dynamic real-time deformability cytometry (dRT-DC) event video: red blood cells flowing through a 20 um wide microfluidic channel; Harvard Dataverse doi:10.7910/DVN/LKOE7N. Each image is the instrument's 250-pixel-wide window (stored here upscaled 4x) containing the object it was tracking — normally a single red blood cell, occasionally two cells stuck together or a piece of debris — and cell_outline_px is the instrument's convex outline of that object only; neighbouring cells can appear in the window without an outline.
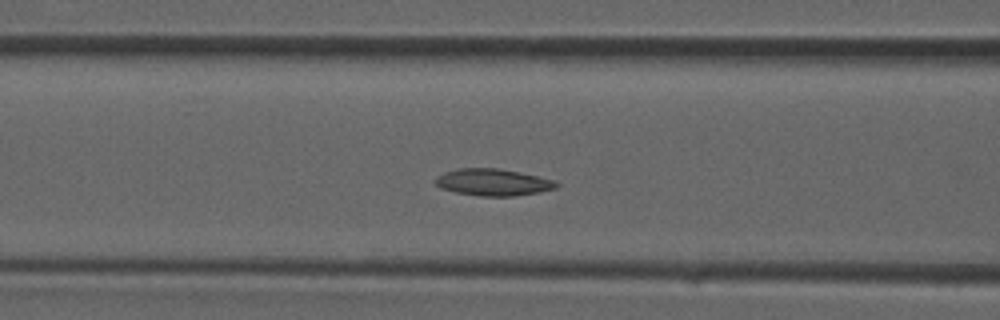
{"species": "common noctule bat (a hibernating species)", "species_latin": "Nyctalus noctula", "temperature_condition": "room temperature", "stored_images_in_passage": 33, "camera_frame_rate_fps": 3000, "um_per_image_px": 0.085, "animal": {"sex": "male", "forearm_length_mm": 52.5}, "frame": {"image": 1, "passage_image": 12, "time_ms": 3.667, "image_size_px": [1000, 320], "cell_outline_px": [[560, 184], [556, 188], [540, 192], [512, 196], [480, 196], [456, 192], [440, 188], [436, 184], [436, 176], [444, 172], [456, 168], [500, 168], [520, 172], [556, 180]], "centroid_in_image_um": [41.93, 15.48], "position_along_channel_um": 124.7, "area_um2": 19.07}}
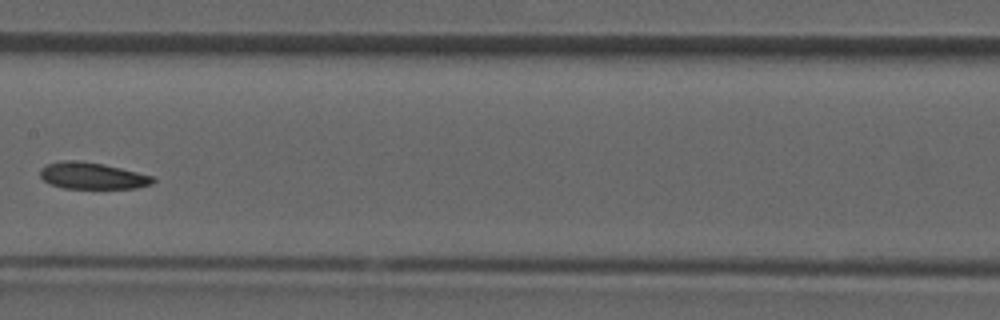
{"frame": {"image": 2, "passage_image": 16, "time_ms": 5.0, "image_size_px": [1000, 320], "cell_outline_px": [[156, 180], [152, 184], [136, 188], [64, 188], [52, 184], [44, 180], [40, 176], [40, 168], [48, 164], [64, 160], [80, 160], [104, 164], [156, 176]], "centroid_in_image_um": [7.9, 14.93], "position_along_channel_um": 199.5, "area_um2": 17.57}}
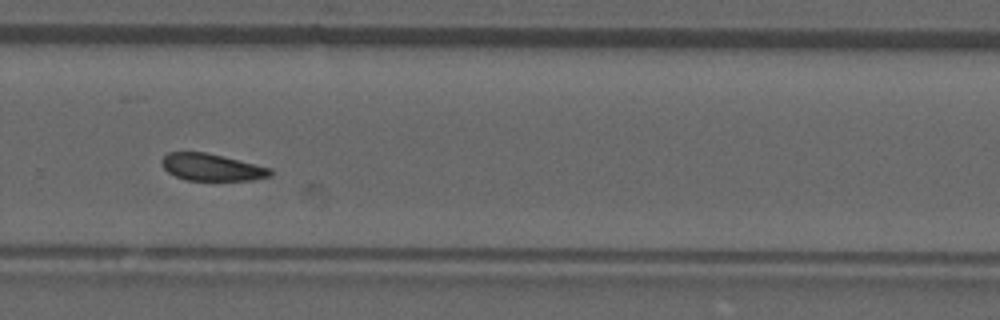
{"frame": {"image": 3, "passage_image": 22, "time_ms": 7.0, "image_size_px": [1000, 320], "cell_outline_px": [[272, 176], [252, 180], [184, 180], [168, 172], [164, 168], [160, 160], [168, 152], [204, 152], [272, 168]], "centroid_in_image_um": [17.99, 14.22], "position_along_channel_um": 311.8, "area_um2": 16.99}}